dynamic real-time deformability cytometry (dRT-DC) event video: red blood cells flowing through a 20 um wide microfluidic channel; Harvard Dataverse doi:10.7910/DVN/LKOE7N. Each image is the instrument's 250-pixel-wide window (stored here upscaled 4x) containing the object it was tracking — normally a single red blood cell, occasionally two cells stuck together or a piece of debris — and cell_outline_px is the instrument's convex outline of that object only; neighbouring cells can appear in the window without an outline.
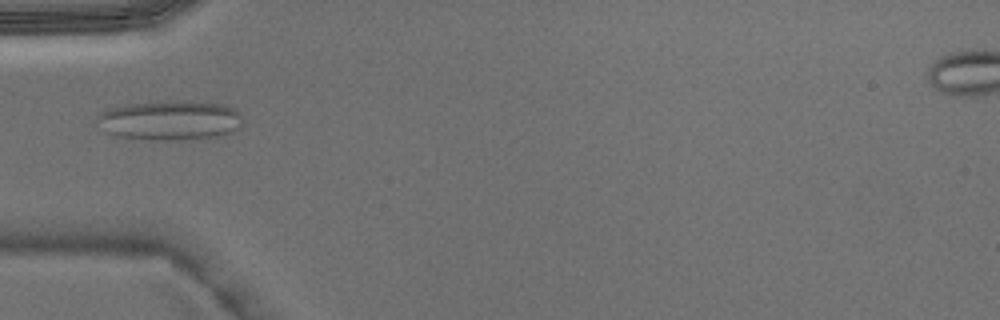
{"species": "Egyptian fruit bat (a non-hibernating species)", "species_latin": "Rousettus aegyptiacus", "temperature_condition": "warm", "stored_images_in_passage": 4, "camera_frame_rate_fps": 3000, "um_per_image_px": 0.085, "animal": {"sex": "male"}, "frame": {"image": 1, "passage_image": 4, "time_ms": 1.0, "image_size_px": [1000, 320], "cell_outline_px": [[244, 124], [240, 128], [232, 132], [216, 136], [176, 140], [152, 140], [120, 136], [96, 128], [96, 116], [100, 112], [108, 108], [124, 104], [160, 100], [192, 100], [224, 104], [236, 108], [240, 112], [244, 120]], "centroid_in_image_um": [14.45, 10.19], "position_along_channel_um": 70.5, "area_um2": 34.74}}